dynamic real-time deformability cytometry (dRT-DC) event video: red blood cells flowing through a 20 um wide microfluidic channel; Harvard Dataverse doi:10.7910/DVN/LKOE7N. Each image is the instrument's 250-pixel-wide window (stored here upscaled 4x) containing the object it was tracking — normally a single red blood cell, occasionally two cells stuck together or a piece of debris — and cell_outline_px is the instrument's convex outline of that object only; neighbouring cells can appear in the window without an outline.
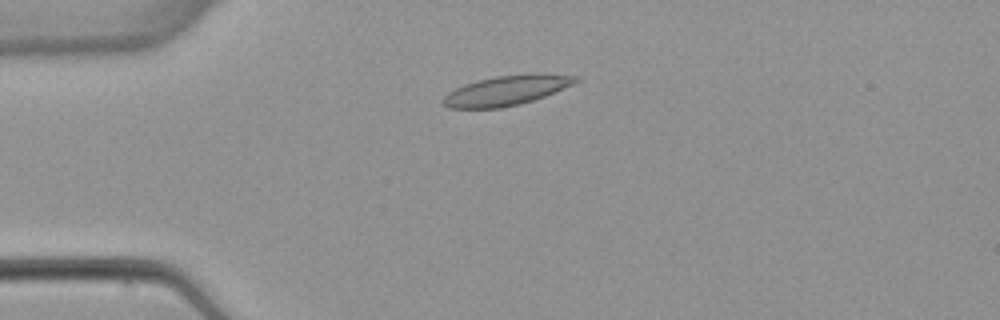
{"species": "common noctule bat (a hibernating species)", "species_latin": "Nyctalus noctula", "temperature_condition": "warm", "stored_images_in_passage": 4, "camera_frame_rate_fps": 3000, "um_per_image_px": 0.085, "animal": {"sex": "female", "body_mass_g": 22.7, "forearm_length_mm": 54.2}, "frame": {"image": 1, "passage_image": 3, "time_ms": 3.333, "image_size_px": [1000, 320], "cell_outline_px": [[580, 80], [572, 84], [544, 96], [520, 104], [500, 108], [448, 108], [444, 104], [444, 96], [448, 92], [464, 84], [496, 76], [528, 72], [536, 72], [580, 76]], "centroid_in_image_um": [43.09, 7.66], "position_along_channel_um": 41.9, "area_um2": 23.06}}